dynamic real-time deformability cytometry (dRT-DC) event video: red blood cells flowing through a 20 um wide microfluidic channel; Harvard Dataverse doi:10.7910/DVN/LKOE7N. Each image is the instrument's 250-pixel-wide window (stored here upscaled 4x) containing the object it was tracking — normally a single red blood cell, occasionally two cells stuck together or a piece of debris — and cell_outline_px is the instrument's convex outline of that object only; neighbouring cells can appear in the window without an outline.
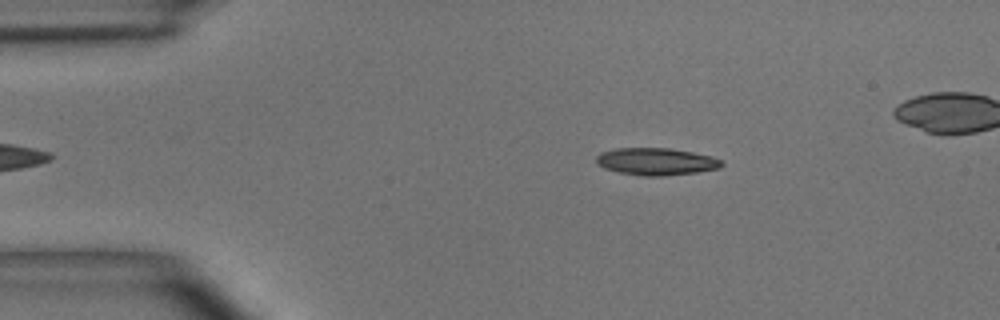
{"species": "common noctule bat (a hibernating species)", "species_latin": "Nyctalus noctula", "temperature_condition": "room temperature", "stored_images_in_passage": 2, "camera_frame_rate_fps": 3000, "um_per_image_px": 0.085, "animal": {"sex": "male", "body_mass_g": 15.6}, "frame": {"image": 1, "passage_image": 2, "time_ms": 1.333, "image_size_px": [1000, 320], "cell_outline_px": [[724, 164], [720, 168], [696, 172], [664, 176], [644, 176], [620, 172], [604, 168], [596, 164], [596, 156], [600, 152], [616, 148], [668, 148], [692, 152], [712, 156], [720, 160]], "centroid_in_image_um": [55.75, 13.73], "position_along_channel_um": 29.2, "area_um2": 19.88}}